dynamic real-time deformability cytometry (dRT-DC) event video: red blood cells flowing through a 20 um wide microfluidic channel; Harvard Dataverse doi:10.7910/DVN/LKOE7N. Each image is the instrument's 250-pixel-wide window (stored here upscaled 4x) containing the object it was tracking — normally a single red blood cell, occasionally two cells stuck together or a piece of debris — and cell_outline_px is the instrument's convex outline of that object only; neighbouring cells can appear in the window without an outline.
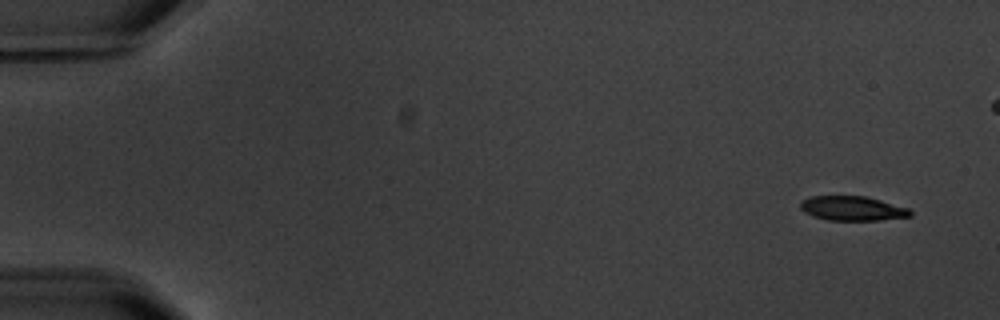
{"species": "common noctule bat (a hibernating species)", "species_latin": "Nyctalus noctula", "temperature_condition": "warm", "stored_images_in_passage": 6, "camera_frame_rate_fps": 3000, "um_per_image_px": 0.085, "animal": {"sex": "male", "body_mass_g": 20.1, "forearm_length_mm": 53.5}, "frame": {"image": 1, "passage_image": 1, "time_ms": 0.0, "image_size_px": [1000, 320], "cell_outline_px": [[912, 216], [880, 220], [828, 220], [812, 216], [804, 212], [800, 208], [800, 200], [812, 196], [868, 196], [908, 208], [912, 212]], "centroid_in_image_um": [72.44, 17.71], "position_along_channel_um": 12.6, "area_um2": 15.78}}